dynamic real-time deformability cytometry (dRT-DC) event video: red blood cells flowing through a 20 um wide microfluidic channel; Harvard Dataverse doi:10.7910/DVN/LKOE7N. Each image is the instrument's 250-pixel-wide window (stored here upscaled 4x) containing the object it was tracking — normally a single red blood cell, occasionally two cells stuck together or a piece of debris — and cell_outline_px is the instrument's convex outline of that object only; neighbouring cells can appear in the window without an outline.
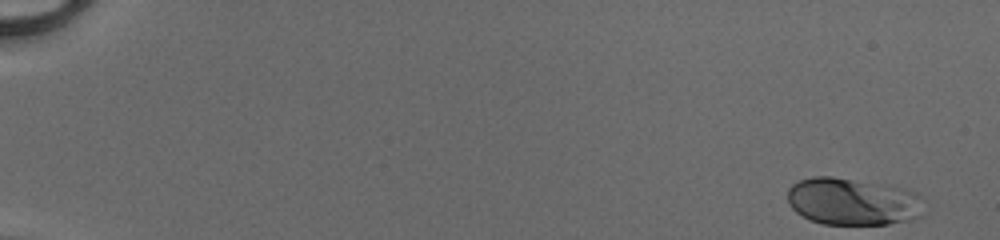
{"species": "human", "species_latin": "Homo sapiens", "temperature_condition": "cold", "stored_images_in_passage": 8, "camera_frame_rate_fps": 3000, "um_per_image_px": 0.085, "donor": {"sex": "male"}, "frame": {"image": 1, "passage_image": 1, "time_ms": 0.0, "image_size_px": [1000, 240], "cell_outline_px": [[924, 216], [908, 220], [888, 224], [824, 224], [808, 220], [796, 212], [788, 204], [788, 188], [792, 184], [800, 180], [812, 176], [832, 176], [900, 188], [912, 192], [920, 196]], "centroid_in_image_um": [72.44, 17.15], "position_along_channel_um": 12.6, "area_um2": 37.45}}